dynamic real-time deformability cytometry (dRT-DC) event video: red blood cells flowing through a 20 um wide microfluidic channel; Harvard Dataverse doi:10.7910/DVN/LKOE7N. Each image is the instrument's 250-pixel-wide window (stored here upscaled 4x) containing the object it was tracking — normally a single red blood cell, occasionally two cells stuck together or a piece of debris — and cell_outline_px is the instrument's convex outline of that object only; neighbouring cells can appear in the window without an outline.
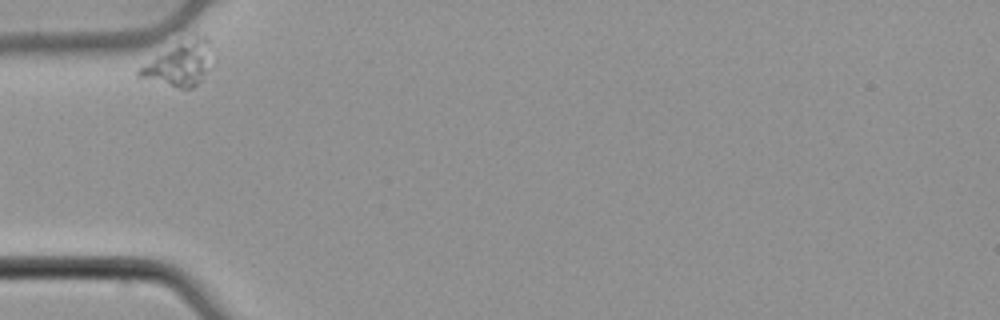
{"species": "common noctule bat (a hibernating species)", "species_latin": "Nyctalus noctula", "temperature_condition": "cold", "stored_images_in_passage": 33, "camera_frame_rate_fps": 3000, "um_per_image_px": 0.085, "animal": {"sex": "male", "body_mass_g": 21.5, "forearm_length_mm": 52.0}, "frame": {"image": 1, "passage_image": 1, "time_ms": 0.0, "image_size_px": [1000, 320], "cell_outline_px": [[212, 68], [192, 88], [180, 88], [136, 76], [136, 72], [140, 68], [156, 56], [176, 44], [204, 36], [208, 40], [212, 64]], "centroid_in_image_um": [15.29, 5.47], "position_along_channel_um": 69.7, "area_um2": 17.86}}
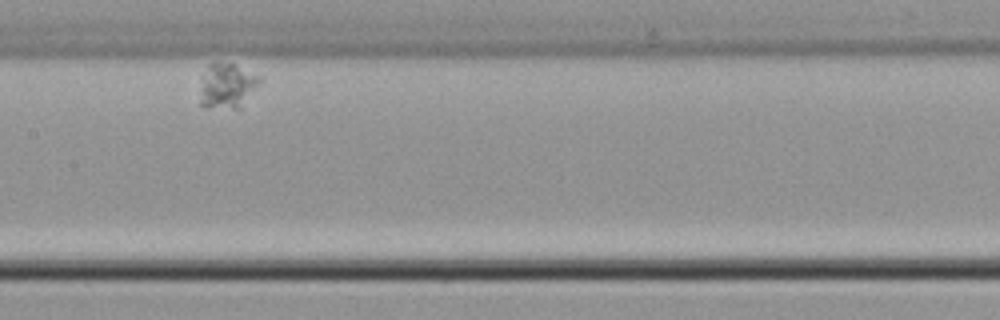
{"frame": {"image": 2, "passage_image": 14, "time_ms": 4.333, "image_size_px": [1000, 320], "cell_outline_px": [[260, 84], [240, 108], [204, 108], [200, 104], [200, 100], [204, 76], [208, 64], [212, 60], [216, 60], [232, 64], [256, 76], [260, 80]], "centroid_in_image_um": [19.27, 7.31], "position_along_channel_um": 188.1, "area_um2": 15.37}}
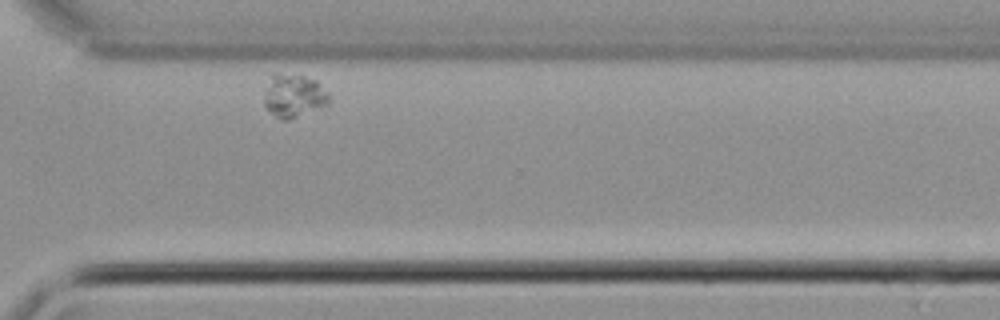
{"frame": {"image": 3, "passage_image": 30, "time_ms": 9.667, "image_size_px": [1000, 320], "cell_outline_px": [[332, 96], [328, 104], [288, 120], [280, 120], [264, 104], [264, 92], [272, 72], [280, 72], [304, 76], [316, 80]], "centroid_in_image_um": [24.97, 8.1], "position_along_channel_um": 345.6, "area_um2": 16.47}}